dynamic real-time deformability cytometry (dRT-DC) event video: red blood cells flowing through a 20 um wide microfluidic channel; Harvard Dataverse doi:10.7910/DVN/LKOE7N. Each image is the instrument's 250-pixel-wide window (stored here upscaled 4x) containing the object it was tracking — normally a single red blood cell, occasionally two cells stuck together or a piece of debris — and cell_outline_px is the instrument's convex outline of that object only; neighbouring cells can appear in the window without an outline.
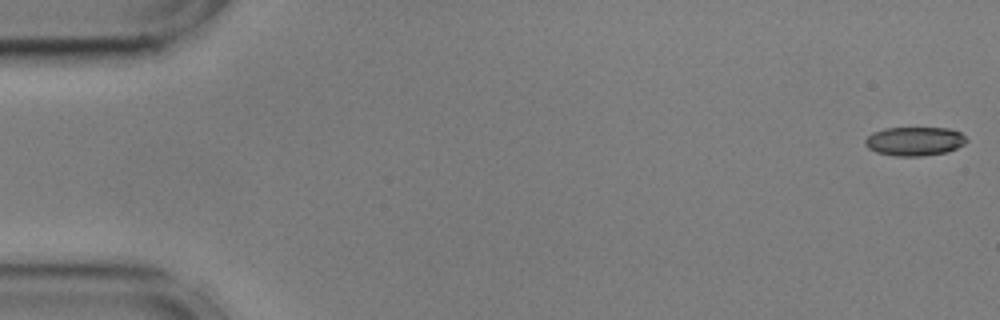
{"species": "common noctule bat (a hibernating species)", "species_latin": "Nyctalus noctula", "temperature_condition": "cold", "stored_images_in_passage": 10, "camera_frame_rate_fps": 3000, "um_per_image_px": 0.085, "animal": {"sex": "male", "body_mass_g": 17.9, "forearm_length_mm": 54.2}, "frame": {"image": 1, "passage_image": 1, "time_ms": 0.0, "image_size_px": [1000, 320], "cell_outline_px": [[968, 140], [964, 144], [948, 152], [920, 156], [896, 156], [876, 152], [868, 148], [864, 144], [864, 140], [872, 132], [884, 128], [948, 128], [960, 132]], "centroid_in_image_um": [77.72, 12.0], "position_along_channel_um": 7.3, "area_um2": 17.11}}